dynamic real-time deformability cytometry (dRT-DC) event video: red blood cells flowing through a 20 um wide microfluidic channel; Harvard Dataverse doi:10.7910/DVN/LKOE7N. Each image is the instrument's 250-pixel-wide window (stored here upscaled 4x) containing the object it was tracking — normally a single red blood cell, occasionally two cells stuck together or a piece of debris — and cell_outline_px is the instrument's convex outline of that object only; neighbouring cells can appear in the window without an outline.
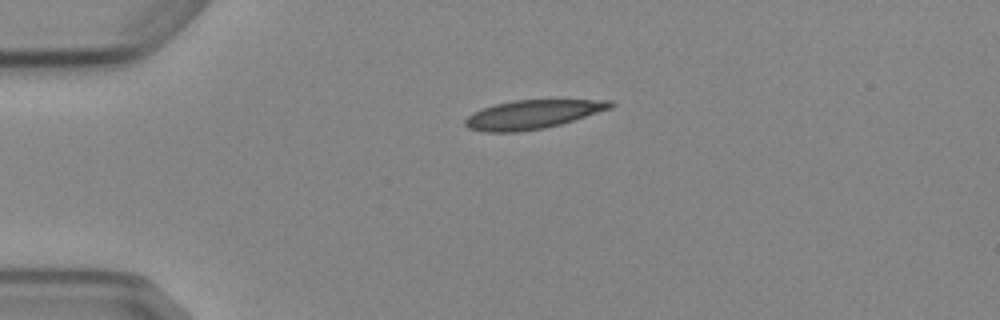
{"species": "Egyptian fruit bat (a non-hibernating species)", "species_latin": "Rousettus aegyptiacus", "temperature_condition": "cold", "stored_images_in_passage": 2, "camera_frame_rate_fps": 3000, "um_per_image_px": 0.085, "animal": {"sex": "female"}, "frame": {"image": 1, "passage_image": 1, "time_ms": 0.0, "image_size_px": [1000, 320], "cell_outline_px": [[616, 104], [612, 108], [560, 124], [544, 128], [516, 132], [484, 132], [468, 128], [464, 124], [464, 120], [472, 112], [496, 104], [512, 100], [612, 100]], "centroid_in_image_um": [45.25, 9.72], "position_along_channel_um": 39.7, "area_um2": 24.28}}